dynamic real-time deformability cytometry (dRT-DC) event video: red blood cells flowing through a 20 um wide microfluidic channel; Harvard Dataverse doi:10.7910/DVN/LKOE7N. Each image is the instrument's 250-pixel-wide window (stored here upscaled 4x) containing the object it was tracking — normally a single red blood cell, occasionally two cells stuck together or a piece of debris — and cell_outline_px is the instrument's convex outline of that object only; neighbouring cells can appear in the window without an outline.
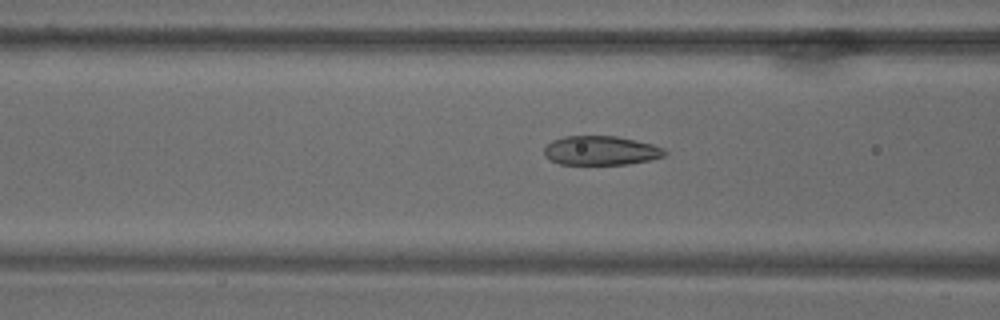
{"species": "common noctule bat (a hibernating species)", "species_latin": "Nyctalus noctula", "temperature_condition": "warm", "stored_images_in_passage": 70, "camera_frame_rate_fps": 3000, "um_per_image_px": 0.085, "animal": {"sex": "male", "body_mass_g": 18.8}, "frame": {"image": 1, "passage_image": 29, "time_ms": 9.333, "image_size_px": [1000, 320], "cell_outline_px": [[668, 152], [664, 156], [652, 160], [628, 164], [560, 164], [544, 156], [544, 148], [552, 140], [564, 136], [616, 136], [652, 144], [664, 148]], "centroid_in_image_um": [51.09, 12.8], "position_along_channel_um": 115.5, "area_um2": 20.52}}
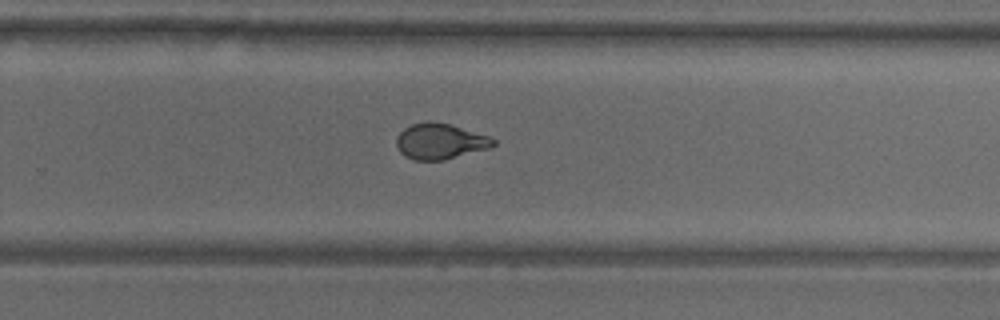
{"frame": {"image": 2, "passage_image": 47, "time_ms": 15.333, "image_size_px": [1000, 320], "cell_outline_px": [[496, 144], [488, 148], [444, 160], [416, 160], [404, 156], [400, 152], [396, 144], [396, 136], [404, 128], [412, 124], [428, 120], [432, 120], [448, 124], [488, 136], [496, 140]], "centroid_in_image_um": [37.36, 12.01], "position_along_channel_um": 292.4, "area_um2": 20.06}}
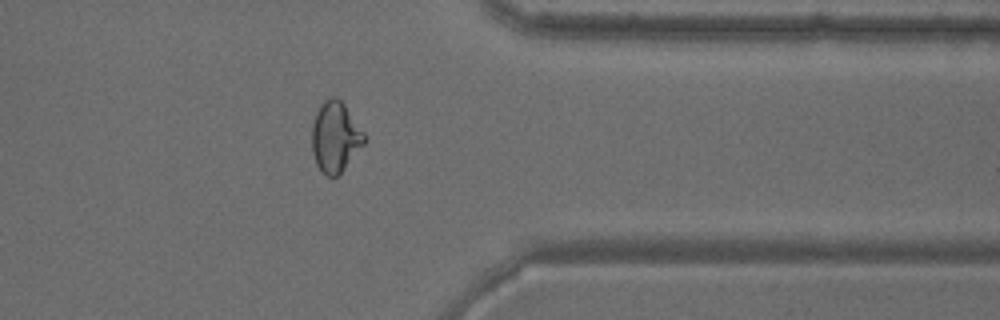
{"frame": {"image": 3, "passage_image": 57, "time_ms": 18.667, "image_size_px": [1000, 320], "cell_outline_px": [[368, 140], [344, 168], [336, 176], [328, 176], [316, 164], [312, 152], [312, 124], [316, 112], [320, 104], [324, 100], [332, 96], [336, 96], [344, 104], [364, 132]], "centroid_in_image_um": [28.51, 11.61], "position_along_channel_um": 382.9, "area_um2": 21.44}}